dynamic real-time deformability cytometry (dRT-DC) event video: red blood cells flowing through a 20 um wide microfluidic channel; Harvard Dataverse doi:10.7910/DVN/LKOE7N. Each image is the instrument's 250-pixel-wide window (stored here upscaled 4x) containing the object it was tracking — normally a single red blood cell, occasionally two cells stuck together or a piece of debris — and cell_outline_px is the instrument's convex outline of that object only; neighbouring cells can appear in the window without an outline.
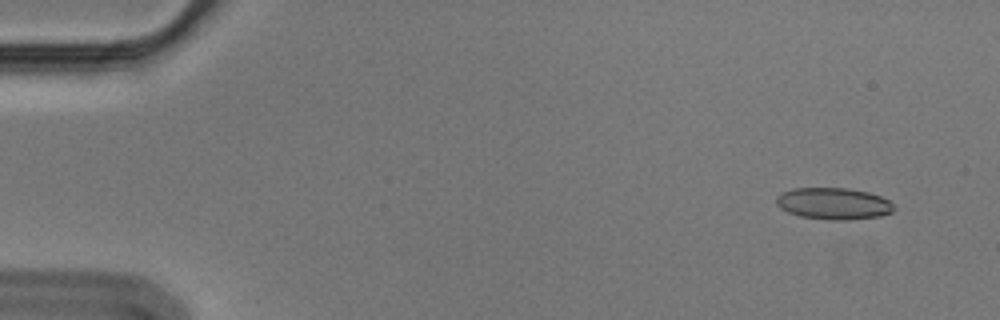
{"species": "Egyptian fruit bat (a non-hibernating species)", "species_latin": "Rousettus aegyptiacus", "temperature_condition": "cold", "stored_images_in_passage": 21, "camera_frame_rate_fps": 3000, "um_per_image_px": 0.085, "animal": {"sex": "male"}, "frame": {"image": 1, "passage_image": 3, "time_ms": 0.667, "image_size_px": [1000, 320], "cell_outline_px": [[896, 208], [892, 212], [880, 216], [848, 220], [828, 220], [800, 216], [788, 212], [780, 208], [776, 204], [776, 196], [780, 192], [792, 188], [848, 188], [868, 192], [880, 196], [888, 200]], "centroid_in_image_um": [70.83, 17.3], "position_along_channel_um": 14.2, "area_um2": 21.91}}
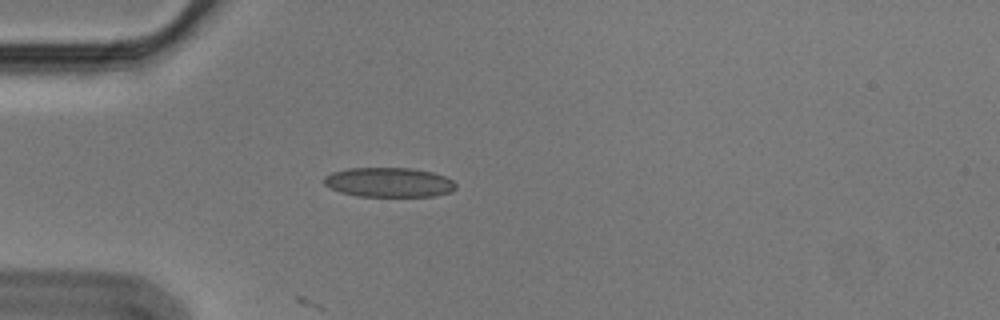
{"frame": {"image": 2, "passage_image": 15, "time_ms": 4.667, "image_size_px": [1000, 320], "cell_outline_px": [[456, 188], [452, 192], [436, 196], [356, 196], [340, 192], [324, 184], [324, 176], [332, 172], [348, 168], [408, 168], [432, 172], [444, 176], [452, 180], [456, 184]], "centroid_in_image_um": [33.07, 15.5], "position_along_channel_um": 51.9, "area_um2": 22.72}}
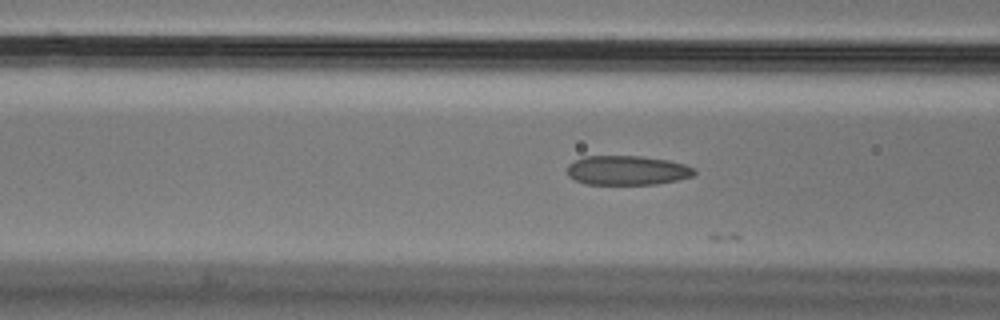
{"frame": {"image": 3, "passage_image": 21, "time_ms": 6.667, "image_size_px": [1000, 320], "cell_outline_px": [[696, 172], [692, 176], [676, 180], [656, 184], [584, 184], [568, 176], [568, 164], [584, 156], [640, 156], [668, 160], [684, 164], [696, 168]], "centroid_in_image_um": [53.31, 14.48], "position_along_channel_um": 113.3, "area_um2": 21.73}}